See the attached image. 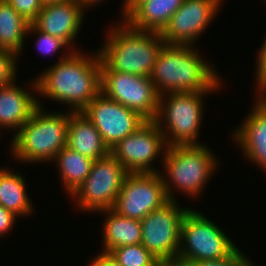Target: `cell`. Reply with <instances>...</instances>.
<instances>
[{
	"mask_svg": "<svg viewBox=\"0 0 266 266\" xmlns=\"http://www.w3.org/2000/svg\"><path fill=\"white\" fill-rule=\"evenodd\" d=\"M18 56L12 52L0 50V87L15 82Z\"/></svg>",
	"mask_w": 266,
	"mask_h": 266,
	"instance_id": "484cf974",
	"label": "cell"
},
{
	"mask_svg": "<svg viewBox=\"0 0 266 266\" xmlns=\"http://www.w3.org/2000/svg\"><path fill=\"white\" fill-rule=\"evenodd\" d=\"M30 22L6 1L0 0V50L21 57Z\"/></svg>",
	"mask_w": 266,
	"mask_h": 266,
	"instance_id": "7402d4cb",
	"label": "cell"
},
{
	"mask_svg": "<svg viewBox=\"0 0 266 266\" xmlns=\"http://www.w3.org/2000/svg\"><path fill=\"white\" fill-rule=\"evenodd\" d=\"M33 33L38 36L37 40H35L37 50L44 55L47 54L50 56V54L58 53L61 49L72 50L62 39L40 31L33 23H30L27 30V36L30 34L32 36Z\"/></svg>",
	"mask_w": 266,
	"mask_h": 266,
	"instance_id": "d4e9b609",
	"label": "cell"
},
{
	"mask_svg": "<svg viewBox=\"0 0 266 266\" xmlns=\"http://www.w3.org/2000/svg\"><path fill=\"white\" fill-rule=\"evenodd\" d=\"M109 29L105 42L98 48L102 63L112 71L150 77L165 45L161 34L135 29L125 20Z\"/></svg>",
	"mask_w": 266,
	"mask_h": 266,
	"instance_id": "3957f363",
	"label": "cell"
},
{
	"mask_svg": "<svg viewBox=\"0 0 266 266\" xmlns=\"http://www.w3.org/2000/svg\"><path fill=\"white\" fill-rule=\"evenodd\" d=\"M98 213L107 216L103 224V250L100 253H109L114 248L136 245L142 242L141 220L122 216L113 209L99 211Z\"/></svg>",
	"mask_w": 266,
	"mask_h": 266,
	"instance_id": "d6986e66",
	"label": "cell"
},
{
	"mask_svg": "<svg viewBox=\"0 0 266 266\" xmlns=\"http://www.w3.org/2000/svg\"><path fill=\"white\" fill-rule=\"evenodd\" d=\"M20 172L0 168V205L16 216H29L34 212L26 180Z\"/></svg>",
	"mask_w": 266,
	"mask_h": 266,
	"instance_id": "44dd1931",
	"label": "cell"
},
{
	"mask_svg": "<svg viewBox=\"0 0 266 266\" xmlns=\"http://www.w3.org/2000/svg\"><path fill=\"white\" fill-rule=\"evenodd\" d=\"M158 266H171L168 262H161Z\"/></svg>",
	"mask_w": 266,
	"mask_h": 266,
	"instance_id": "8d00e7d4",
	"label": "cell"
},
{
	"mask_svg": "<svg viewBox=\"0 0 266 266\" xmlns=\"http://www.w3.org/2000/svg\"><path fill=\"white\" fill-rule=\"evenodd\" d=\"M213 92H170L159 96L158 111L153 120L164 135L167 146L200 145L203 120V98Z\"/></svg>",
	"mask_w": 266,
	"mask_h": 266,
	"instance_id": "8992f818",
	"label": "cell"
},
{
	"mask_svg": "<svg viewBox=\"0 0 266 266\" xmlns=\"http://www.w3.org/2000/svg\"><path fill=\"white\" fill-rule=\"evenodd\" d=\"M266 36V35H265ZM263 43L261 44V49L259 51V55L257 58V66H255V75H256V90L266 81V37L263 39Z\"/></svg>",
	"mask_w": 266,
	"mask_h": 266,
	"instance_id": "f1b7e54d",
	"label": "cell"
},
{
	"mask_svg": "<svg viewBox=\"0 0 266 266\" xmlns=\"http://www.w3.org/2000/svg\"><path fill=\"white\" fill-rule=\"evenodd\" d=\"M238 249L236 243L215 222L190 208L182 222L180 259L197 262L230 257Z\"/></svg>",
	"mask_w": 266,
	"mask_h": 266,
	"instance_id": "52a82bcc",
	"label": "cell"
},
{
	"mask_svg": "<svg viewBox=\"0 0 266 266\" xmlns=\"http://www.w3.org/2000/svg\"><path fill=\"white\" fill-rule=\"evenodd\" d=\"M66 146L93 160L110 153L101 134L82 111H70Z\"/></svg>",
	"mask_w": 266,
	"mask_h": 266,
	"instance_id": "ac0fdd59",
	"label": "cell"
},
{
	"mask_svg": "<svg viewBox=\"0 0 266 266\" xmlns=\"http://www.w3.org/2000/svg\"><path fill=\"white\" fill-rule=\"evenodd\" d=\"M122 266H158V261L141 243L120 246L108 253Z\"/></svg>",
	"mask_w": 266,
	"mask_h": 266,
	"instance_id": "cb8c5ba5",
	"label": "cell"
},
{
	"mask_svg": "<svg viewBox=\"0 0 266 266\" xmlns=\"http://www.w3.org/2000/svg\"><path fill=\"white\" fill-rule=\"evenodd\" d=\"M167 148L158 125L153 120H147L136 131L119 141L110 153L129 173H156L161 170L153 167V162L160 156L163 163Z\"/></svg>",
	"mask_w": 266,
	"mask_h": 266,
	"instance_id": "8fae6325",
	"label": "cell"
},
{
	"mask_svg": "<svg viewBox=\"0 0 266 266\" xmlns=\"http://www.w3.org/2000/svg\"><path fill=\"white\" fill-rule=\"evenodd\" d=\"M17 218L13 212L6 210L0 205V239L7 235V233L14 228ZM5 234V235H4ZM1 241V240H0Z\"/></svg>",
	"mask_w": 266,
	"mask_h": 266,
	"instance_id": "f546056e",
	"label": "cell"
},
{
	"mask_svg": "<svg viewBox=\"0 0 266 266\" xmlns=\"http://www.w3.org/2000/svg\"><path fill=\"white\" fill-rule=\"evenodd\" d=\"M13 9L32 23L44 6L42 0H6Z\"/></svg>",
	"mask_w": 266,
	"mask_h": 266,
	"instance_id": "4316f807",
	"label": "cell"
},
{
	"mask_svg": "<svg viewBox=\"0 0 266 266\" xmlns=\"http://www.w3.org/2000/svg\"><path fill=\"white\" fill-rule=\"evenodd\" d=\"M85 11L77 0L45 4L32 23L76 51L74 40L82 28Z\"/></svg>",
	"mask_w": 266,
	"mask_h": 266,
	"instance_id": "9a60e30c",
	"label": "cell"
},
{
	"mask_svg": "<svg viewBox=\"0 0 266 266\" xmlns=\"http://www.w3.org/2000/svg\"><path fill=\"white\" fill-rule=\"evenodd\" d=\"M90 266H122L117 261H115L108 253L98 254L92 262L89 263Z\"/></svg>",
	"mask_w": 266,
	"mask_h": 266,
	"instance_id": "4dcf8cb0",
	"label": "cell"
},
{
	"mask_svg": "<svg viewBox=\"0 0 266 266\" xmlns=\"http://www.w3.org/2000/svg\"><path fill=\"white\" fill-rule=\"evenodd\" d=\"M246 119L232 131L243 156L266 172V103L259 98Z\"/></svg>",
	"mask_w": 266,
	"mask_h": 266,
	"instance_id": "2e32d148",
	"label": "cell"
},
{
	"mask_svg": "<svg viewBox=\"0 0 266 266\" xmlns=\"http://www.w3.org/2000/svg\"><path fill=\"white\" fill-rule=\"evenodd\" d=\"M247 266H258V265L254 264V262L252 260Z\"/></svg>",
	"mask_w": 266,
	"mask_h": 266,
	"instance_id": "74e56055",
	"label": "cell"
},
{
	"mask_svg": "<svg viewBox=\"0 0 266 266\" xmlns=\"http://www.w3.org/2000/svg\"><path fill=\"white\" fill-rule=\"evenodd\" d=\"M169 200L162 207L141 220V244L160 262H170L178 257L181 226L190 209Z\"/></svg>",
	"mask_w": 266,
	"mask_h": 266,
	"instance_id": "9c48e42d",
	"label": "cell"
},
{
	"mask_svg": "<svg viewBox=\"0 0 266 266\" xmlns=\"http://www.w3.org/2000/svg\"><path fill=\"white\" fill-rule=\"evenodd\" d=\"M68 0H42L43 4H50V3H58V2H65Z\"/></svg>",
	"mask_w": 266,
	"mask_h": 266,
	"instance_id": "d590c367",
	"label": "cell"
},
{
	"mask_svg": "<svg viewBox=\"0 0 266 266\" xmlns=\"http://www.w3.org/2000/svg\"><path fill=\"white\" fill-rule=\"evenodd\" d=\"M146 0H126L122 11V20H124L140 3Z\"/></svg>",
	"mask_w": 266,
	"mask_h": 266,
	"instance_id": "1f68e13d",
	"label": "cell"
},
{
	"mask_svg": "<svg viewBox=\"0 0 266 266\" xmlns=\"http://www.w3.org/2000/svg\"><path fill=\"white\" fill-rule=\"evenodd\" d=\"M193 45L165 44L150 75L159 95L170 92H216L223 82L215 67ZM222 80V81H221Z\"/></svg>",
	"mask_w": 266,
	"mask_h": 266,
	"instance_id": "7a4b0ae2",
	"label": "cell"
},
{
	"mask_svg": "<svg viewBox=\"0 0 266 266\" xmlns=\"http://www.w3.org/2000/svg\"><path fill=\"white\" fill-rule=\"evenodd\" d=\"M255 92H257V97L266 103V81Z\"/></svg>",
	"mask_w": 266,
	"mask_h": 266,
	"instance_id": "e575fe53",
	"label": "cell"
},
{
	"mask_svg": "<svg viewBox=\"0 0 266 266\" xmlns=\"http://www.w3.org/2000/svg\"><path fill=\"white\" fill-rule=\"evenodd\" d=\"M168 201L161 172L128 173L112 209L122 216L142 220Z\"/></svg>",
	"mask_w": 266,
	"mask_h": 266,
	"instance_id": "7c38bea8",
	"label": "cell"
},
{
	"mask_svg": "<svg viewBox=\"0 0 266 266\" xmlns=\"http://www.w3.org/2000/svg\"><path fill=\"white\" fill-rule=\"evenodd\" d=\"M38 104L31 118L12 136L10 152L17 162H53L57 153L66 146L70 110L50 113L44 109L40 99Z\"/></svg>",
	"mask_w": 266,
	"mask_h": 266,
	"instance_id": "277c9868",
	"label": "cell"
},
{
	"mask_svg": "<svg viewBox=\"0 0 266 266\" xmlns=\"http://www.w3.org/2000/svg\"><path fill=\"white\" fill-rule=\"evenodd\" d=\"M128 173L109 153L93 161L89 175L70 197L76 199L77 209L84 212L112 209Z\"/></svg>",
	"mask_w": 266,
	"mask_h": 266,
	"instance_id": "ba28073f",
	"label": "cell"
},
{
	"mask_svg": "<svg viewBox=\"0 0 266 266\" xmlns=\"http://www.w3.org/2000/svg\"><path fill=\"white\" fill-rule=\"evenodd\" d=\"M101 92L146 120L156 117L160 95L150 77L112 71L101 63Z\"/></svg>",
	"mask_w": 266,
	"mask_h": 266,
	"instance_id": "30bf717a",
	"label": "cell"
},
{
	"mask_svg": "<svg viewBox=\"0 0 266 266\" xmlns=\"http://www.w3.org/2000/svg\"><path fill=\"white\" fill-rule=\"evenodd\" d=\"M30 88H22L12 84L0 87V129L14 130V134L31 118L39 106L36 79L32 80ZM32 90V91H31ZM33 92H35L33 94Z\"/></svg>",
	"mask_w": 266,
	"mask_h": 266,
	"instance_id": "e0dca14e",
	"label": "cell"
},
{
	"mask_svg": "<svg viewBox=\"0 0 266 266\" xmlns=\"http://www.w3.org/2000/svg\"><path fill=\"white\" fill-rule=\"evenodd\" d=\"M171 266H196L193 262H189L180 258L168 262Z\"/></svg>",
	"mask_w": 266,
	"mask_h": 266,
	"instance_id": "836d02e7",
	"label": "cell"
},
{
	"mask_svg": "<svg viewBox=\"0 0 266 266\" xmlns=\"http://www.w3.org/2000/svg\"><path fill=\"white\" fill-rule=\"evenodd\" d=\"M82 112L94 124L110 150L147 121L102 92Z\"/></svg>",
	"mask_w": 266,
	"mask_h": 266,
	"instance_id": "4fadbf2b",
	"label": "cell"
},
{
	"mask_svg": "<svg viewBox=\"0 0 266 266\" xmlns=\"http://www.w3.org/2000/svg\"><path fill=\"white\" fill-rule=\"evenodd\" d=\"M217 160L206 144L168 147L162 164L165 171L161 176L169 200H176V189L190 199H198L218 169Z\"/></svg>",
	"mask_w": 266,
	"mask_h": 266,
	"instance_id": "5b68a950",
	"label": "cell"
},
{
	"mask_svg": "<svg viewBox=\"0 0 266 266\" xmlns=\"http://www.w3.org/2000/svg\"><path fill=\"white\" fill-rule=\"evenodd\" d=\"M81 5H82V7H83V9L85 10H87V8H90V7H93L94 5H96V4H100V3H102L103 1H105V0H77ZM125 2H126V0H123V5H122V10H123V7H124V5H125Z\"/></svg>",
	"mask_w": 266,
	"mask_h": 266,
	"instance_id": "d6a6232c",
	"label": "cell"
},
{
	"mask_svg": "<svg viewBox=\"0 0 266 266\" xmlns=\"http://www.w3.org/2000/svg\"><path fill=\"white\" fill-rule=\"evenodd\" d=\"M93 161L67 146L57 153L52 163H56L57 168L59 167L60 181L68 196H71L84 182L91 171Z\"/></svg>",
	"mask_w": 266,
	"mask_h": 266,
	"instance_id": "603a6c76",
	"label": "cell"
},
{
	"mask_svg": "<svg viewBox=\"0 0 266 266\" xmlns=\"http://www.w3.org/2000/svg\"><path fill=\"white\" fill-rule=\"evenodd\" d=\"M223 0H184L160 33L167 45H193L219 12Z\"/></svg>",
	"mask_w": 266,
	"mask_h": 266,
	"instance_id": "5bb4252c",
	"label": "cell"
},
{
	"mask_svg": "<svg viewBox=\"0 0 266 266\" xmlns=\"http://www.w3.org/2000/svg\"><path fill=\"white\" fill-rule=\"evenodd\" d=\"M184 0H146L124 20L133 28L161 33Z\"/></svg>",
	"mask_w": 266,
	"mask_h": 266,
	"instance_id": "ffe728a7",
	"label": "cell"
},
{
	"mask_svg": "<svg viewBox=\"0 0 266 266\" xmlns=\"http://www.w3.org/2000/svg\"><path fill=\"white\" fill-rule=\"evenodd\" d=\"M60 56L35 78L37 95L66 104L71 111H83L101 93L98 50L94 54L67 50Z\"/></svg>",
	"mask_w": 266,
	"mask_h": 266,
	"instance_id": "6da1fadb",
	"label": "cell"
},
{
	"mask_svg": "<svg viewBox=\"0 0 266 266\" xmlns=\"http://www.w3.org/2000/svg\"><path fill=\"white\" fill-rule=\"evenodd\" d=\"M251 260L238 248L230 257L193 262L196 266H247Z\"/></svg>",
	"mask_w": 266,
	"mask_h": 266,
	"instance_id": "83f0119b",
	"label": "cell"
}]
</instances>
